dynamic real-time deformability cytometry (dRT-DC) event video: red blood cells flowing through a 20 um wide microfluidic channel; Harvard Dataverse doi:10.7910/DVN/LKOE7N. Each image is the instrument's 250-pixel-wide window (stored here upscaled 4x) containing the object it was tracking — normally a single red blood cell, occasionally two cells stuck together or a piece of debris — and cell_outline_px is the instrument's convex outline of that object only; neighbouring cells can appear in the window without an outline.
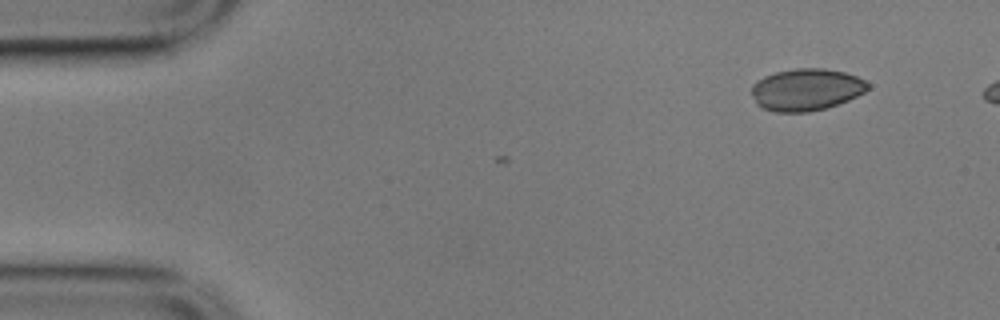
{"species": "common noctule bat (a hibernating species)", "species_latin": "Nyctalus noctula", "temperature_condition": "cold", "stored_images_in_passage": 3, "camera_frame_rate_fps": 3000, "um_per_image_px": 0.085, "animal": {"sex": "male", "body_mass_g": 17.9}, "frame": {"image": 1, "passage_image": 3, "time_ms": 0.667, "image_size_px": [1000, 320], "cell_outline_px": [[872, 84], [864, 92], [848, 100], [824, 108], [808, 112], [776, 112], [760, 108], [756, 104], [752, 96], [752, 84], [756, 80], [764, 76], [776, 72], [796, 68], [824, 68], [844, 72], [856, 76]], "centroid_in_image_um": [68.5, 7.61], "position_along_channel_um": 16.5, "area_um2": 28.55}}